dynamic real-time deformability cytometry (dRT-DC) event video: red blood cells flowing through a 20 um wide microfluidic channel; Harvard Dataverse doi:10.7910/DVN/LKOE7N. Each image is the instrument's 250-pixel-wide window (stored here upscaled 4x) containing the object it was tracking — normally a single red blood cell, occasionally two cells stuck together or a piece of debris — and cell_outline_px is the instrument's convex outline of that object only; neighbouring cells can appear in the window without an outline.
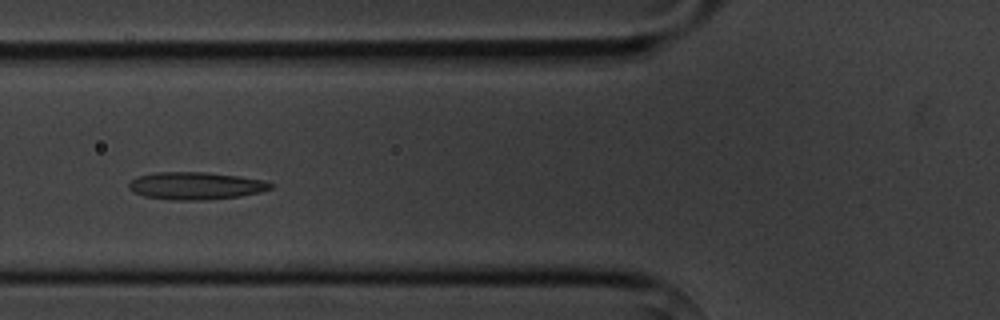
{"species": "common noctule bat (a hibernating species)", "species_latin": "Nyctalus noctula", "temperature_condition": "cold", "stored_images_in_passage": 10, "camera_frame_rate_fps": 3000, "um_per_image_px": 0.085, "animal": {"sex": "male", "body_mass_g": 20.1, "forearm_length_mm": 53.5}, "frame": {"image": 1, "passage_image": 7, "time_ms": 7.0, "image_size_px": [1000, 320], "cell_outline_px": [[276, 184], [272, 188], [260, 192], [240, 196], [204, 200], [172, 200], [144, 196], [128, 188], [128, 184], [136, 176], [156, 172], [204, 172], [240, 176], [264, 180]], "centroid_in_image_um": [16.66, 15.78], "position_along_channel_um": 109.1, "area_um2": 22.77}}
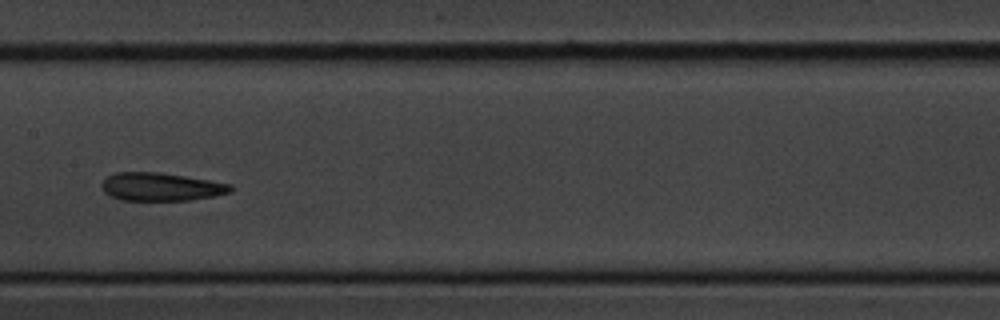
{"frame": {"image": 2, "passage_image": 9, "time_ms": 9.333, "image_size_px": [1000, 320], "cell_outline_px": [[232, 192], [216, 196], [192, 200], [120, 200], [104, 192], [100, 184], [108, 176], [116, 172], [160, 172], [232, 184]], "centroid_in_image_um": [13.7, 15.88], "position_along_channel_um": 193.7, "area_um2": 21.15}}
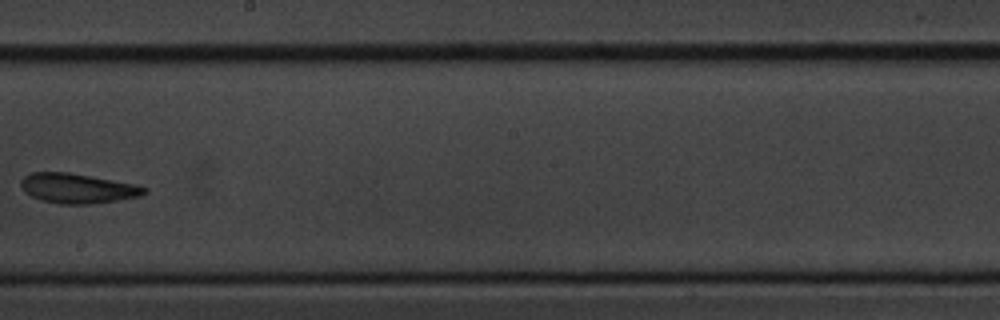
{"frame": {"image": 3, "passage_image": 10, "time_ms": 10.667, "image_size_px": [1000, 320], "cell_outline_px": [[148, 192], [140, 196], [92, 204], [60, 204], [40, 200], [24, 192], [20, 184], [20, 180], [24, 176], [32, 172], [68, 172], [136, 184], [148, 188]], "centroid_in_image_um": [6.58, 16.01], "position_along_channel_um": 241.6, "area_um2": 21.5}}